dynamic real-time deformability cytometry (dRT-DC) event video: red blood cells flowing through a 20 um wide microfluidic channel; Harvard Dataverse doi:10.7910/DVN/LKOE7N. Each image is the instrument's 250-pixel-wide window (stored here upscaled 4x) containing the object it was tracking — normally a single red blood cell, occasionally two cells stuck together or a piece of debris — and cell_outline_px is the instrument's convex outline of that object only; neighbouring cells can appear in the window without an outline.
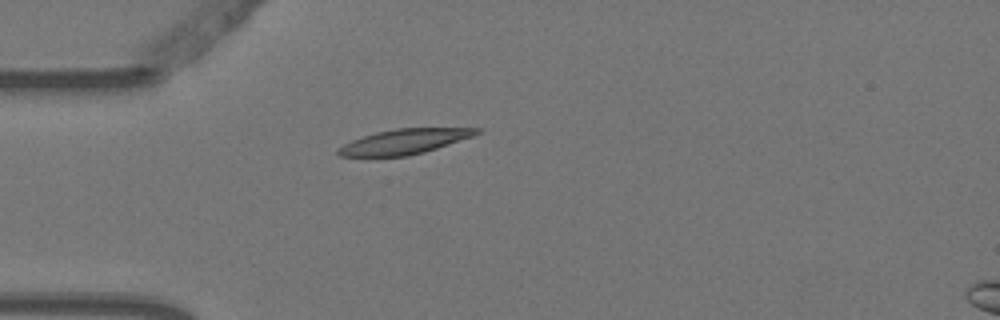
{"species": "Egyptian fruit bat (a non-hibernating species)", "species_latin": "Rousettus aegyptiacus", "temperature_condition": "warm", "stored_images_in_passage": 2, "camera_frame_rate_fps": 3000, "um_per_image_px": 0.085, "animal": {"sex": "female"}, "frame": {"image": 1, "passage_image": 2, "time_ms": 0.333, "image_size_px": [1000, 320], "cell_outline_px": [[484, 128], [480, 132], [472, 136], [424, 152], [408, 156], [340, 156], [336, 152], [336, 148], [352, 140], [376, 132], [396, 128]], "centroid_in_image_um": [34.34, 12.03], "position_along_channel_um": 50.7, "area_um2": 19.94}}